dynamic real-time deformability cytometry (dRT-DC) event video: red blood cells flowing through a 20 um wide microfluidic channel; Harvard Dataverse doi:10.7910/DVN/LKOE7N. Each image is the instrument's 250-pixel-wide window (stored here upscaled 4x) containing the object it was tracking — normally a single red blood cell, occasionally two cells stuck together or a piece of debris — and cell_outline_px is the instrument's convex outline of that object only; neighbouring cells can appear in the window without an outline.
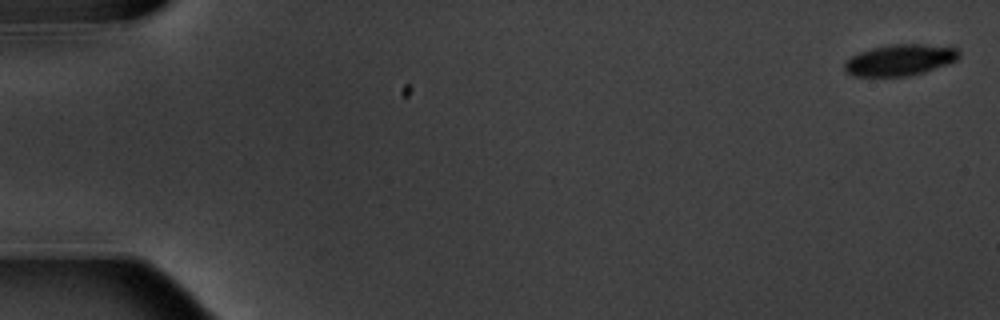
{"species": "common noctule bat (a hibernating species)", "species_latin": "Nyctalus noctula", "temperature_condition": "warm", "stored_images_in_passage": 5, "camera_frame_rate_fps": 3000, "um_per_image_px": 0.085, "animal": {"sex": "male", "body_mass_g": 20.1, "forearm_length_mm": 53.5}, "frame": {"image": 1, "passage_image": 1, "time_ms": 0.0, "image_size_px": [1000, 320], "cell_outline_px": [[960, 56], [956, 60], [924, 72], [908, 76], [852, 76], [844, 68], [844, 64], [852, 56], [860, 52], [872, 48], [892, 44], [920, 44], [956, 48], [960, 52]], "centroid_in_image_um": [76.49, 5.1], "position_along_channel_um": 8.5, "area_um2": 20.52}}
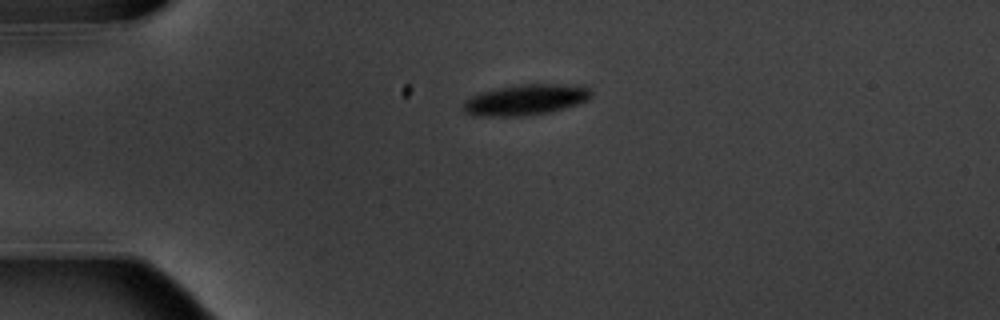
{"frame": {"image": 2, "passage_image": 4, "time_ms": 4.333, "image_size_px": [1000, 320], "cell_outline_px": [[592, 96], [588, 100], [564, 108], [548, 112], [520, 116], [472, 116], [464, 112], [460, 108], [464, 100], [480, 92], [520, 84], [560, 84], [588, 88], [592, 92]], "centroid_in_image_um": [44.6, 8.49], "position_along_channel_um": 40.4, "area_um2": 22.83}}